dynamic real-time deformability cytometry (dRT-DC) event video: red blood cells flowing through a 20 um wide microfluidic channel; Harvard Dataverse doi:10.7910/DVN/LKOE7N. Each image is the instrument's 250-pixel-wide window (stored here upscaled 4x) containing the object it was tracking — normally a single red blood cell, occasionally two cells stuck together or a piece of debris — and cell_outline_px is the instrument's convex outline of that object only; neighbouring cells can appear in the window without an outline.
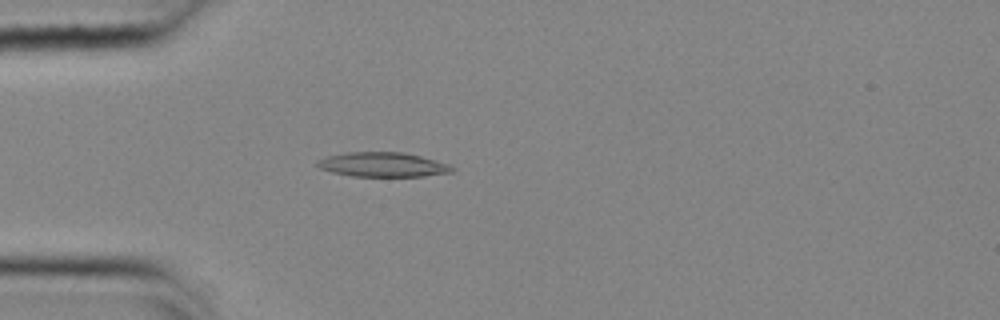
{"species": "common noctule bat (a hibernating species)", "species_latin": "Nyctalus noctula", "temperature_condition": "cold", "stored_images_in_passage": 48, "camera_frame_rate_fps": 3000, "um_per_image_px": 0.085, "animal": {"sex": "female", "body_mass_g": 25.1}, "frame": {"image": 1, "passage_image": 9, "time_ms": 2.667, "image_size_px": [1000, 320], "cell_outline_px": [[456, 168], [452, 172], [424, 176], [352, 176], [332, 172], [320, 168], [316, 164], [316, 160], [328, 156], [348, 152], [404, 152], [420, 156], [448, 164]], "centroid_in_image_um": [32.53, 13.99], "position_along_channel_um": 52.5, "area_um2": 19.13}}
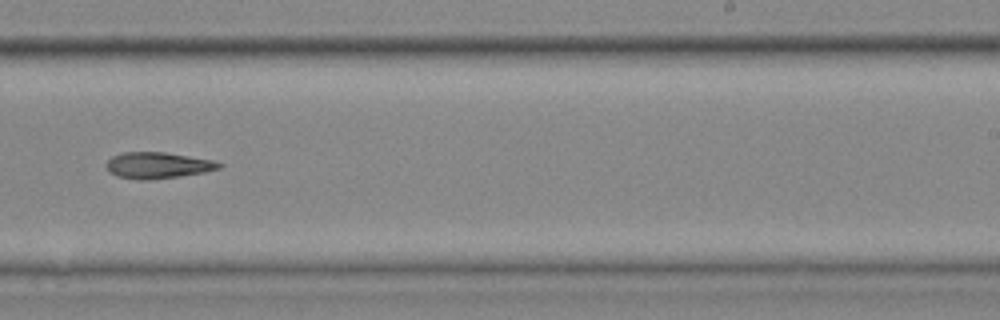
{"frame": {"image": 2, "passage_image": 28, "time_ms": 9.0, "image_size_px": [1000, 320], "cell_outline_px": [[224, 164], [220, 168], [204, 172], [180, 176], [148, 180], [140, 180], [116, 176], [108, 172], [108, 160], [112, 156], [124, 152], [164, 152], [212, 160]], "centroid_in_image_um": [13.41, 14.06], "position_along_channel_um": 275.6, "area_um2": 17.11}}
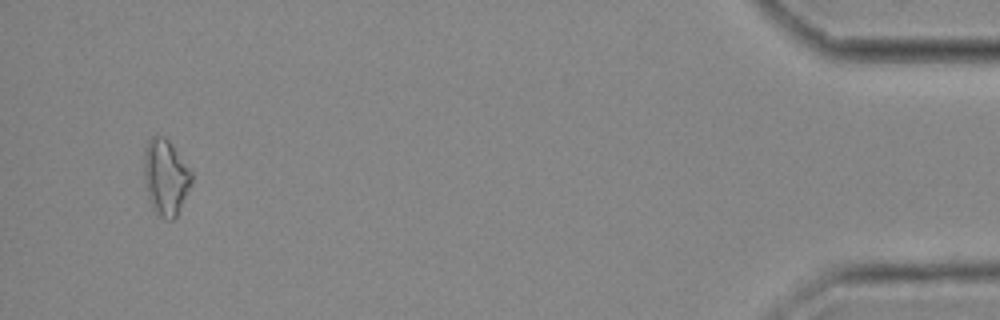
{"frame": {"image": 3, "passage_image": 46, "time_ms": 15.0, "image_size_px": [1000, 320], "cell_outline_px": [[192, 184], [176, 216], [172, 220], [168, 220], [156, 216], [152, 208], [144, 184], [144, 148], [148, 140], [152, 136], [164, 136], [172, 144], [192, 172]], "centroid_in_image_um": [14.06, 15.08], "position_along_channel_um": 421.1, "area_um2": 21.27}}